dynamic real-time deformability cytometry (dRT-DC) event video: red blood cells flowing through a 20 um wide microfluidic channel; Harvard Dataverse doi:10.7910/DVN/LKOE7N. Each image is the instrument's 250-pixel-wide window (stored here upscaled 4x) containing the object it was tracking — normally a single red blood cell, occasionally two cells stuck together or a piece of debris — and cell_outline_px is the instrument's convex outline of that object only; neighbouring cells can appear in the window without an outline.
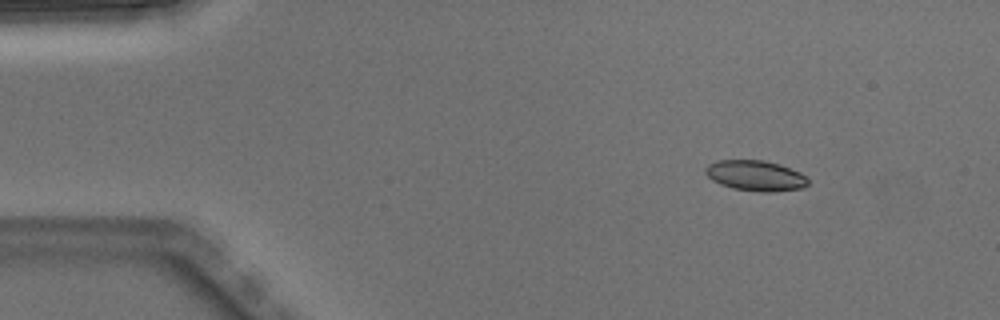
{"species": "Egyptian fruit bat (a non-hibernating species)", "species_latin": "Rousettus aegyptiacus", "temperature_condition": "warm", "stored_images_in_passage": 5, "camera_frame_rate_fps": 3000, "um_per_image_px": 0.085, "animal": {"sex": "male"}, "frame": {"image": 1, "passage_image": 2, "time_ms": 0.333, "image_size_px": [1000, 320], "cell_outline_px": [[808, 184], [804, 188], [772, 192], [760, 192], [732, 188], [720, 184], [712, 180], [704, 172], [704, 168], [708, 164], [716, 160], [764, 160], [780, 164], [800, 172], [808, 180]], "centroid_in_image_um": [64.2, 14.93], "position_along_channel_um": 20.8, "area_um2": 18.38}}
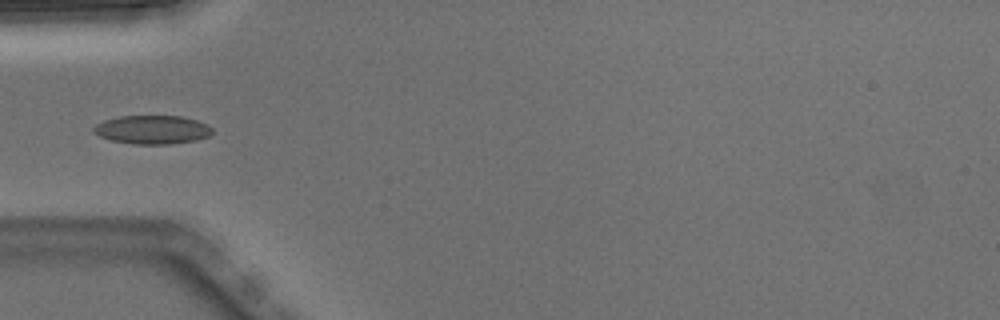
{"frame": {"image": 2, "passage_image": 5, "time_ms": 1.333, "image_size_px": [1000, 320], "cell_outline_px": [[212, 136], [196, 140], [168, 144], [136, 144], [112, 140], [100, 136], [92, 132], [92, 128], [96, 124], [104, 120], [120, 116], [180, 116], [196, 120], [208, 124], [212, 128]], "centroid_in_image_um": [12.96, 11.02], "position_along_channel_um": 72.0, "area_um2": 19.83}}